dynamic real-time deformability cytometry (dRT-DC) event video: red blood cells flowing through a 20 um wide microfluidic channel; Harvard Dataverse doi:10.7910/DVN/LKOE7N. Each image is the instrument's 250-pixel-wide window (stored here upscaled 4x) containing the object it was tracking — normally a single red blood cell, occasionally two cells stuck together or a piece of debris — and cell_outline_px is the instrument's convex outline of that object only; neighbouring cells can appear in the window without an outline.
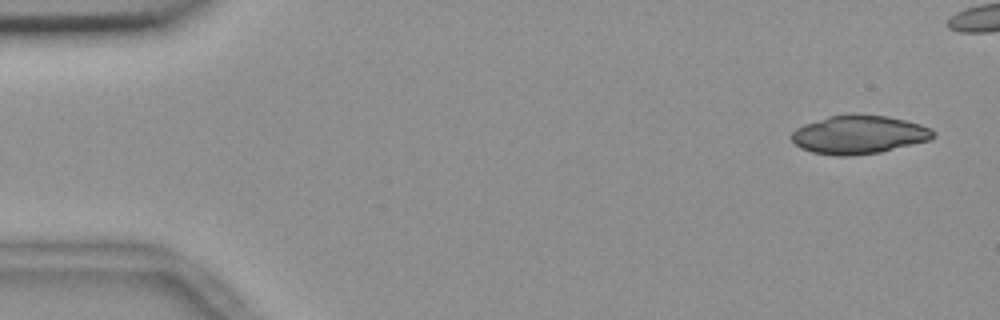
{"species": "common noctule bat (a hibernating species)", "species_latin": "Nyctalus noctula", "temperature_condition": "room temperature", "stored_images_in_passage": 5, "camera_frame_rate_fps": 3000, "um_per_image_px": 0.085, "animal": {"sex": "female", "body_mass_g": 18.4}, "frame": {"image": 1, "passage_image": 1, "time_ms": 0.0, "image_size_px": [1000, 320], "cell_outline_px": [[936, 136], [932, 140], [880, 152], [852, 156], [836, 156], [812, 152], [800, 148], [792, 140], [792, 132], [796, 128], [804, 124], [828, 116], [856, 112], [888, 116], [920, 124], [932, 128], [936, 132]], "centroid_in_image_um": [73.04, 11.43], "position_along_channel_um": 12.0, "area_um2": 32.37}}